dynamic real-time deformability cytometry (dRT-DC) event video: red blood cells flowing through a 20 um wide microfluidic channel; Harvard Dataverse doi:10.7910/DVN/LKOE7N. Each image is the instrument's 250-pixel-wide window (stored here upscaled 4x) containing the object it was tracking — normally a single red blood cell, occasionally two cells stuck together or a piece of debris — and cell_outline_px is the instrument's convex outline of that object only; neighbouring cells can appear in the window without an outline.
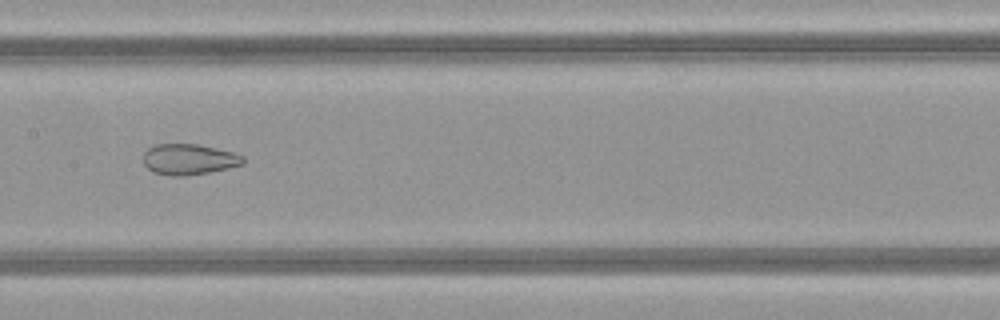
{"species": "common noctule bat (a hibernating species)", "species_latin": "Nyctalus noctula", "temperature_condition": "warm", "stored_images_in_passage": 45, "camera_frame_rate_fps": 3000, "um_per_image_px": 0.085, "animal": {"sex": "female", "body_mass_g": 21.9}, "frame": {"image": 1, "passage_image": 20, "time_ms": 6.333, "image_size_px": [1000, 320], "cell_outline_px": [[244, 164], [228, 168], [208, 172], [184, 176], [172, 176], [152, 172], [144, 164], [144, 152], [148, 148], [156, 144], [200, 144], [232, 152], [244, 156]], "centroid_in_image_um": [16.06, 13.54], "position_along_channel_um": 191.3, "area_um2": 17.92}}
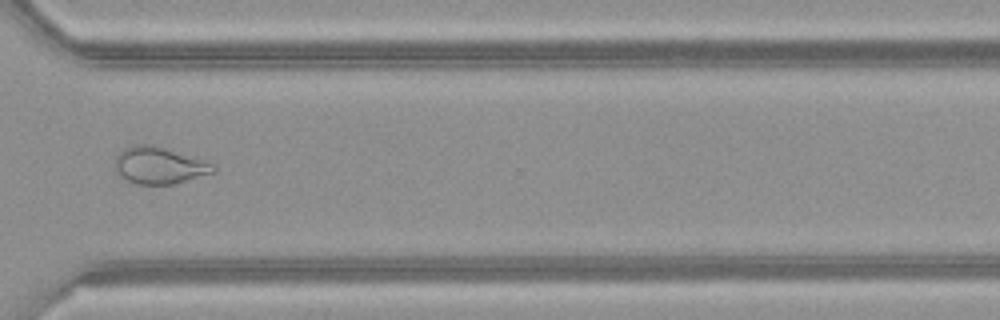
{"frame": {"image": 2, "passage_image": 32, "time_ms": 10.333, "image_size_px": [1000, 320], "cell_outline_px": [[216, 172], [172, 184], [136, 184], [120, 176], [116, 172], [116, 156], [124, 148], [132, 144], [152, 144], [204, 160], [216, 164]], "centroid_in_image_um": [13.55, 14.05], "position_along_channel_um": 357.1, "area_um2": 21.1}}
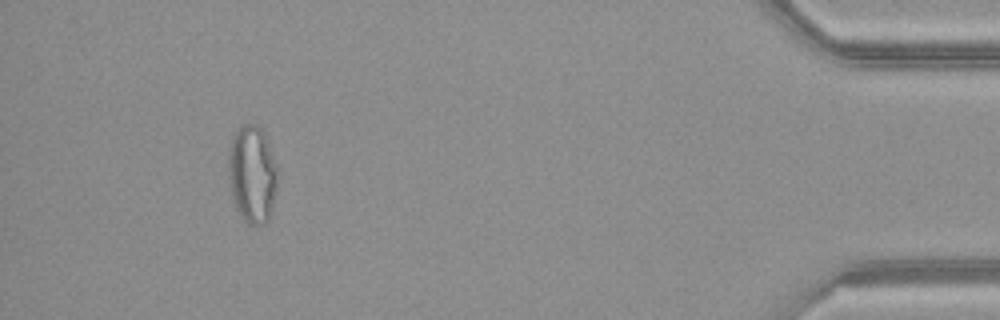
{"frame": {"image": 3, "passage_image": 41, "time_ms": 13.333, "image_size_px": [1000, 320], "cell_outline_px": [[276, 188], [272, 208], [268, 220], [264, 224], [256, 228], [248, 224], [240, 216], [236, 208], [232, 196], [228, 176], [228, 152], [236, 128], [240, 124], [256, 124], [264, 132], [276, 164]], "centroid_in_image_um": [21.42, 14.82], "position_along_channel_um": 413.8, "area_um2": 28.21}, "authors_computed_cell_mechanics": {"area_um2": 25.2008, "velocity_mm_per_s": 4.1498, "shape_relaxation_time_tau1_ms": null, "shape_relaxation_time_tau2_ms": 1.2805, "deformation_change_tau1": null, "deformation_change_tau2": 0.0779}}